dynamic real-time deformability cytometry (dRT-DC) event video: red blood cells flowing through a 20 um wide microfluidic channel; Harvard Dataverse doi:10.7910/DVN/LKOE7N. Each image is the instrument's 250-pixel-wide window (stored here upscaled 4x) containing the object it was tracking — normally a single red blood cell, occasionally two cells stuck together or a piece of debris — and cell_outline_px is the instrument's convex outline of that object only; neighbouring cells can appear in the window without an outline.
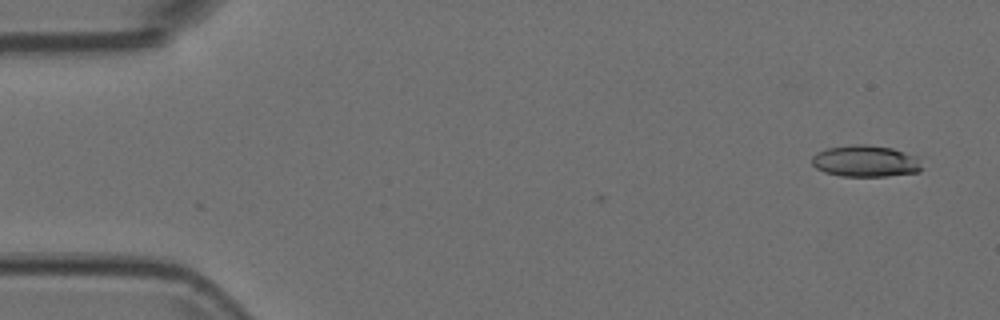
{"species": "Egyptian fruit bat (a non-hibernating species)", "species_latin": "Rousettus aegyptiacus", "temperature_condition": "room temperature", "stored_images_in_passage": 6, "camera_frame_rate_fps": 3000, "um_per_image_px": 0.085, "animal": {"sex": "female"}, "frame": {"image": 1, "passage_image": 3, "time_ms": 0.667, "image_size_px": [1000, 320], "cell_outline_px": [[924, 168], [920, 172], [888, 176], [840, 176], [824, 172], [816, 168], [812, 164], [812, 156], [816, 152], [828, 148], [852, 144], [864, 144], [892, 148], [916, 156]], "centroid_in_image_um": [73.57, 13.7], "position_along_channel_um": 11.4, "area_um2": 20.4}}